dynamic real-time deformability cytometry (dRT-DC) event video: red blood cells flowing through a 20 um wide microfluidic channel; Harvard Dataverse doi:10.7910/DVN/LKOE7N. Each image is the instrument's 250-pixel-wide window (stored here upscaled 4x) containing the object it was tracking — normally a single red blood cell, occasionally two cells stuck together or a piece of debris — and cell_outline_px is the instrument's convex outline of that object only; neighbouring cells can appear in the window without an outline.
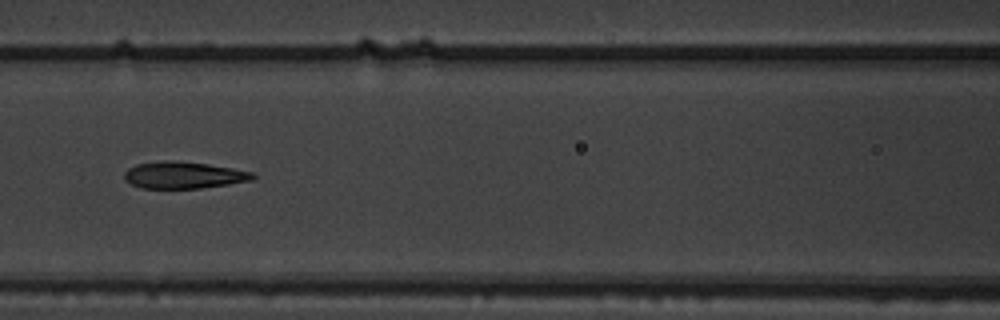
{"species": "common noctule bat (a hibernating species)", "species_latin": "Nyctalus noctula", "temperature_condition": "warm", "stored_images_in_passage": 9, "camera_frame_rate_fps": 3000, "um_per_image_px": 0.085, "animal": {"sex": "male", "body_mass_g": 19.5, "forearm_length_mm": 54.6}, "frame": {"image": 1, "passage_image": 7, "time_ms": 2.0, "image_size_px": [1000, 320], "cell_outline_px": [[256, 176], [252, 180], [228, 184], [200, 188], [140, 188], [124, 180], [124, 172], [128, 168], [136, 164], [164, 160], [172, 160], [208, 164], [232, 168], [252, 172]], "centroid_in_image_um": [15.57, 14.88], "position_along_channel_um": 151.0, "area_um2": 20.06}}
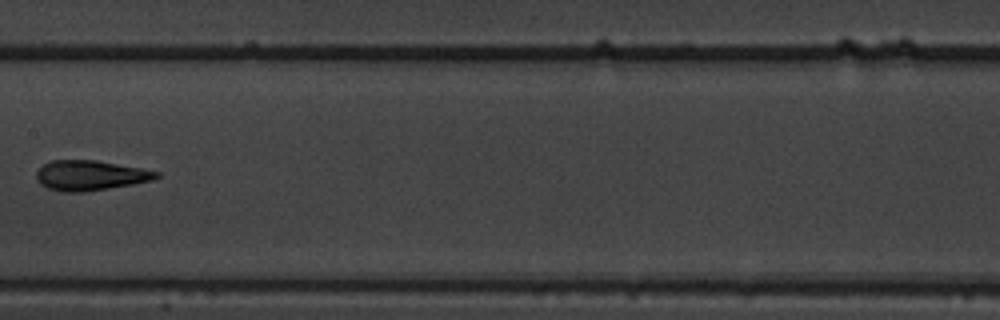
{"frame": {"image": 2, "passage_image": 8, "time_ms": 2.333, "image_size_px": [1000, 320], "cell_outline_px": [[160, 176], [152, 180], [132, 184], [84, 192], [64, 192], [48, 188], [40, 184], [36, 176], [36, 172], [44, 164], [52, 160], [96, 160], [140, 168], [160, 172]], "centroid_in_image_um": [7.66, 14.91], "position_along_channel_um": 199.7, "area_um2": 20.81}}
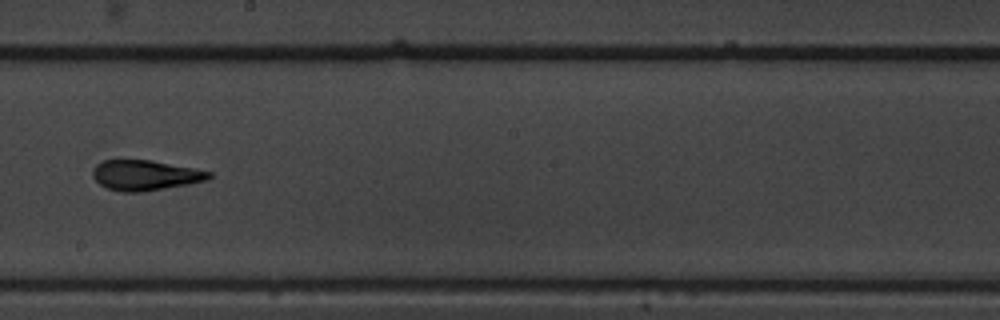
{"frame": {"image": 3, "passage_image": 9, "time_ms": 2.667, "image_size_px": [1000, 320], "cell_outline_px": [[212, 176], [208, 180], [188, 184], [140, 192], [124, 192], [108, 188], [100, 184], [92, 176], [92, 168], [96, 164], [104, 160], [152, 160], [196, 168], [212, 172]], "centroid_in_image_um": [12.36, 14.88], "position_along_channel_um": 235.8, "area_um2": 20.52}}